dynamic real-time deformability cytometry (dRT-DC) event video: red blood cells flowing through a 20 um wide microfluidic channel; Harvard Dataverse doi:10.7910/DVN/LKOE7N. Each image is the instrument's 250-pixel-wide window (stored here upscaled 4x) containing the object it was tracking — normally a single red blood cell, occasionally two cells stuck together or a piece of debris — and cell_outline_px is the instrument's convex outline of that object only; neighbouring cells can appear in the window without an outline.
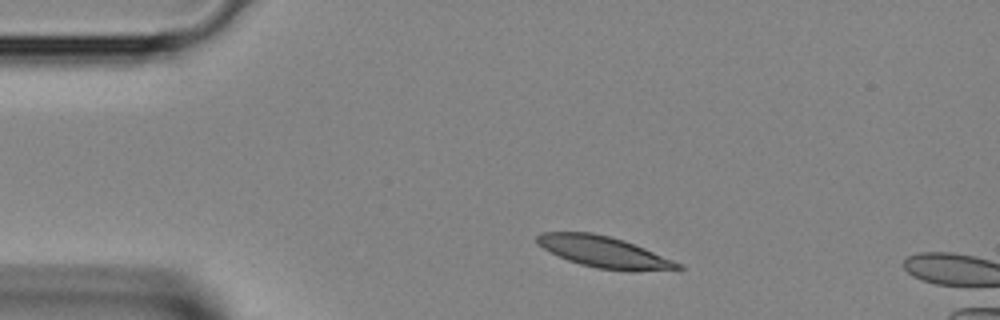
{"species": "Egyptian fruit bat (a non-hibernating species)", "species_latin": "Rousettus aegyptiacus", "temperature_condition": "room temperature", "stored_images_in_passage": 33, "camera_frame_rate_fps": 3000, "um_per_image_px": 0.085, "animal": {"sex": "female"}, "frame": {"image": 1, "passage_image": 1, "time_ms": 0.0, "image_size_px": [1000, 320], "cell_outline_px": [[684, 268], [680, 272], [632, 272], [596, 268], [580, 264], [568, 260], [536, 244], [536, 236], [540, 232], [592, 232], [624, 240], [644, 248], [672, 260], [680, 264]], "centroid_in_image_um": [51.44, 21.46], "position_along_channel_um": 33.6, "area_um2": 26.13}}
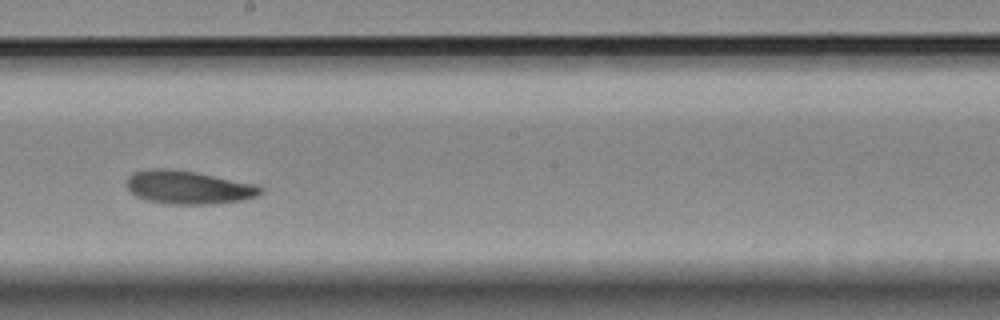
{"frame": {"image": 2, "passage_image": 15, "time_ms": 4.667, "image_size_px": [1000, 320], "cell_outline_px": [[264, 192], [256, 196], [240, 200], [216, 204], [168, 204], [148, 200], [136, 196], [128, 188], [128, 176], [136, 172], [152, 168], [168, 168], [196, 172], [256, 184], [264, 188]], "centroid_in_image_um": [16.05, 15.92], "position_along_channel_um": 232.1, "area_um2": 25.89}}
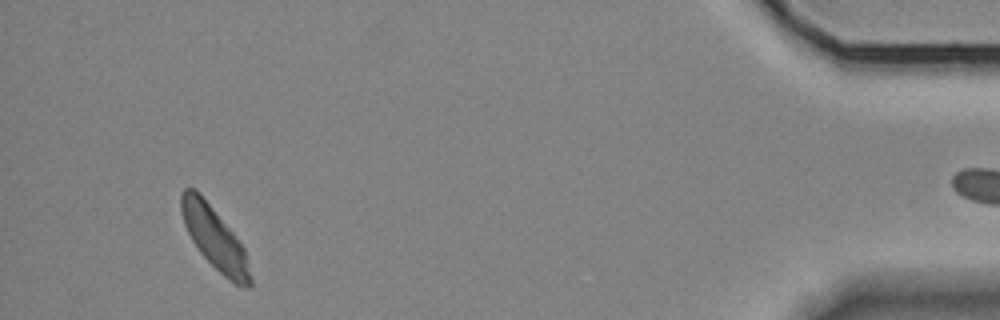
{"frame": {"image": 3, "passage_image": 30, "time_ms": 9.667, "image_size_px": [1000, 320], "cell_outline_px": [[252, 284], [248, 288], [244, 288], [236, 284], [224, 276], [200, 252], [192, 240], [184, 224], [180, 212], [180, 192], [184, 188], [196, 188], [232, 232], [244, 248], [252, 280]], "centroid_in_image_um": [18.21, 20.22], "position_along_channel_um": 417.0, "area_um2": 24.62}}